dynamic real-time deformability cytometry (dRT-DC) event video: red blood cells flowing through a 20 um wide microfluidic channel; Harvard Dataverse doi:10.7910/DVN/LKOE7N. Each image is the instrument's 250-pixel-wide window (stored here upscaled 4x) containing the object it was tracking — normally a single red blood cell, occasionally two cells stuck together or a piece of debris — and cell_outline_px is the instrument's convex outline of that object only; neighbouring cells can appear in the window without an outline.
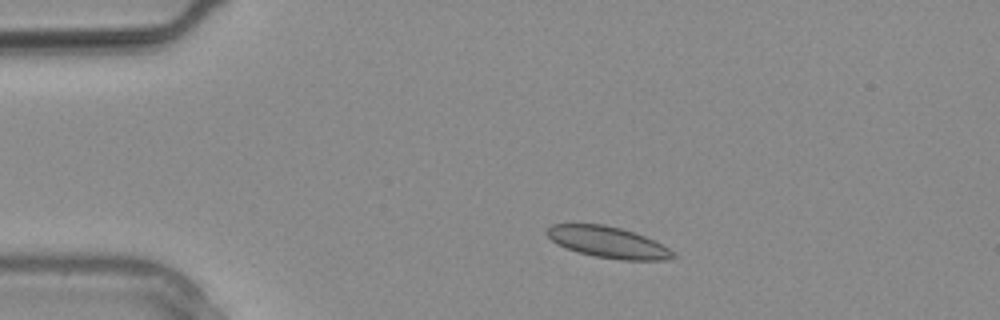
{"species": "common noctule bat (a hibernating species)", "species_latin": "Nyctalus noctula", "temperature_condition": "warm", "stored_images_in_passage": 19, "camera_frame_rate_fps": 3000, "um_per_image_px": 0.085, "animal": {"sex": "male", "body_mass_g": 20.4}, "frame": {"image": 1, "passage_image": 4, "time_ms": 1.0, "image_size_px": [1000, 320], "cell_outline_px": [[676, 256], [668, 260], [620, 260], [596, 256], [580, 252], [568, 248], [552, 240], [544, 232], [552, 224], [604, 224], [620, 228], [644, 236], [668, 248]], "centroid_in_image_um": [51.68, 20.59], "position_along_channel_um": 33.3, "area_um2": 22.48}}
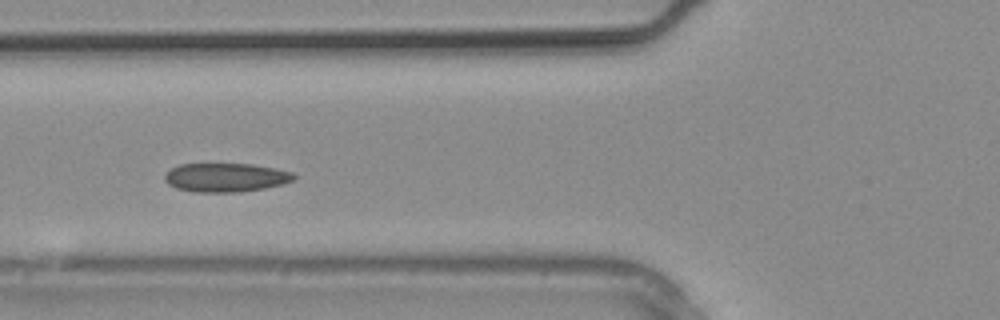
{"frame": {"image": 2, "passage_image": 9, "time_ms": 2.667, "image_size_px": [1000, 320], "cell_outline_px": [[296, 176], [292, 180], [284, 184], [264, 188], [240, 192], [196, 192], [176, 188], [168, 184], [164, 180], [164, 176], [172, 168], [180, 164], [252, 164], [276, 168], [292, 172]], "centroid_in_image_um": [19.2, 15.09], "position_along_channel_um": 106.6, "area_um2": 21.68}}